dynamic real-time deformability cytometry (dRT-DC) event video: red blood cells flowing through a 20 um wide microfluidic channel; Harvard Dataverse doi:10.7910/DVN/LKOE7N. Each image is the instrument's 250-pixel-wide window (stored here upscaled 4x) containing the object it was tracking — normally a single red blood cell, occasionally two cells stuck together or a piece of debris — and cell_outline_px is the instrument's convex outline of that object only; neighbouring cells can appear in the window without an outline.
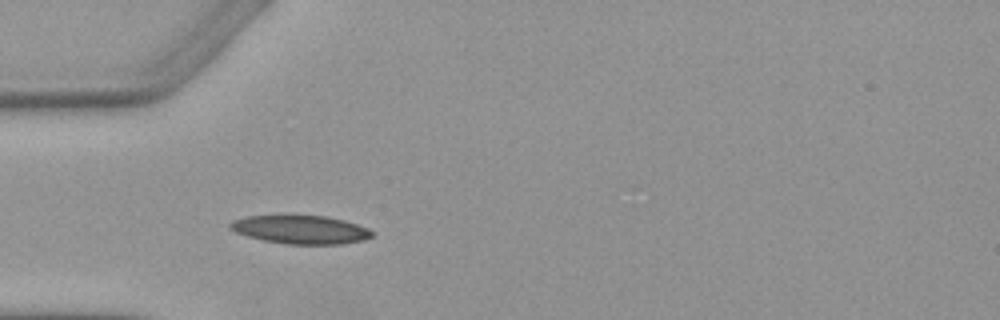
{"species": "Egyptian fruit bat (a non-hibernating species)", "species_latin": "Rousettus aegyptiacus", "temperature_condition": "warm", "stored_images_in_passage": 5, "camera_frame_rate_fps": 3000, "um_per_image_px": 0.085, "animal": {"sex": "female"}, "frame": {"image": 1, "passage_image": 5, "time_ms": 4.667, "image_size_px": [1000, 320], "cell_outline_px": [[376, 232], [372, 236], [360, 240], [340, 244], [284, 244], [264, 240], [248, 236], [236, 232], [228, 228], [228, 224], [232, 220], [248, 216], [324, 216], [344, 220], [368, 228]], "centroid_in_image_um": [25.54, 19.52], "position_along_channel_um": 59.5, "area_um2": 23.29}}